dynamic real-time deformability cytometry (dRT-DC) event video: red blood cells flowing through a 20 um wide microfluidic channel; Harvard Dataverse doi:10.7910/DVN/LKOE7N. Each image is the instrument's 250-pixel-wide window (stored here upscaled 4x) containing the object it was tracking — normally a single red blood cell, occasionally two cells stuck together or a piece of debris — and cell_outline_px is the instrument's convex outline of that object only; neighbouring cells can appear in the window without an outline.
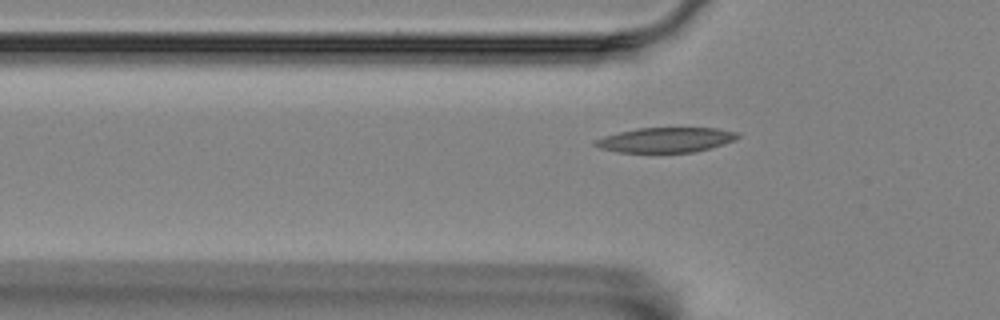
{"species": "Egyptian fruit bat (a non-hibernating species)", "species_latin": "Rousettus aegyptiacus", "temperature_condition": "room temperature", "stored_images_in_passage": 48, "camera_frame_rate_fps": 3000, "um_per_image_px": 0.085, "animal": {"sex": "female"}, "frame": {"image": 1, "passage_image": 16, "time_ms": 5.0, "image_size_px": [1000, 320], "cell_outline_px": [[740, 136], [736, 140], [724, 144], [696, 152], [616, 152], [600, 148], [592, 144], [592, 140], [604, 136], [636, 128], [716, 128], [736, 132]], "centroid_in_image_um": [56.57, 11.89], "position_along_channel_um": 69.2, "area_um2": 20.75}}
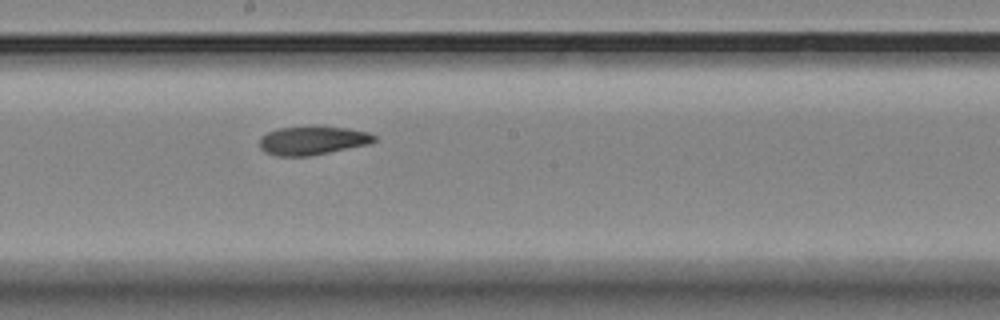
{"frame": {"image": 2, "passage_image": 29, "time_ms": 9.333, "image_size_px": [1000, 320], "cell_outline_px": [[376, 140], [372, 144], [308, 156], [276, 156], [264, 152], [260, 148], [260, 136], [268, 132], [280, 128], [348, 128], [368, 132], [376, 136]], "centroid_in_image_um": [26.58, 11.97], "position_along_channel_um": 221.6, "area_um2": 18.79}}
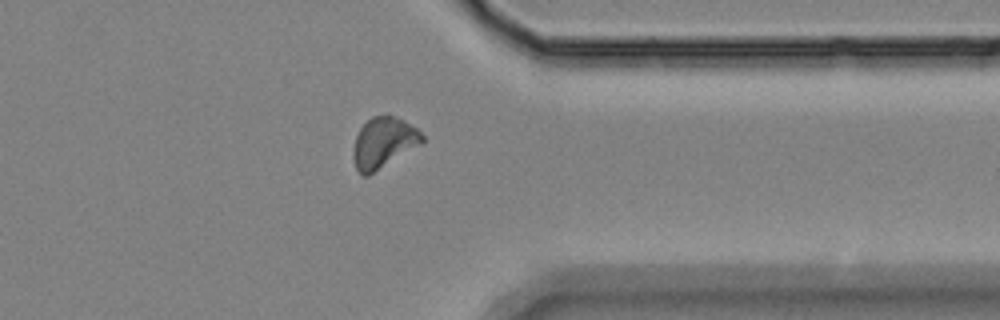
{"frame": {"image": 3, "passage_image": 43, "time_ms": 14.0, "image_size_px": [1000, 320], "cell_outline_px": [[424, 140], [420, 144], [368, 176], [364, 176], [356, 168], [352, 156], [352, 148], [356, 136], [360, 128], [372, 116], [392, 116], [416, 128], [424, 136]], "centroid_in_image_um": [32.55, 12.15], "position_along_channel_um": 378.8, "area_um2": 19.88}}